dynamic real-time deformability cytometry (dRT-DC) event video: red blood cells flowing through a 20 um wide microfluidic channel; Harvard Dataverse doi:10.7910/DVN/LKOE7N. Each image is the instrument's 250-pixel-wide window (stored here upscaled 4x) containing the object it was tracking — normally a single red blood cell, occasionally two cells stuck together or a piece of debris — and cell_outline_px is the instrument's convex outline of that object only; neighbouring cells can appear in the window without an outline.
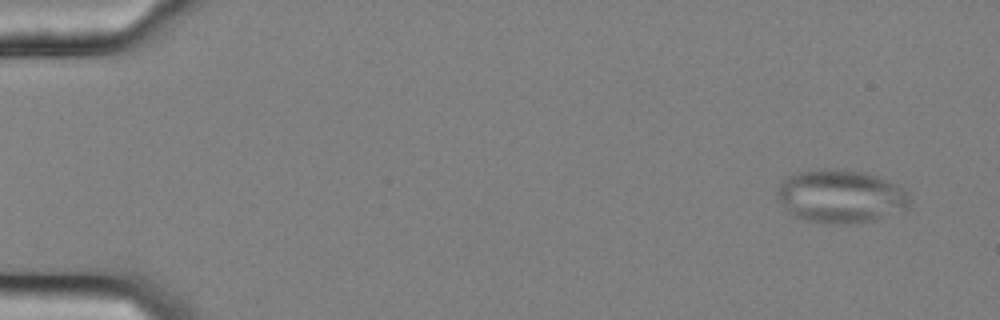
{"species": "common noctule bat (a hibernating species)", "species_latin": "Nyctalus noctula", "temperature_condition": "cold", "stored_images_in_passage": 54, "camera_frame_rate_fps": 3000, "um_per_image_px": 0.085, "animal": {"sex": "female", "body_mass_g": 25.1}, "frame": {"image": 1, "passage_image": 1, "time_ms": 0.0, "image_size_px": [1000, 320], "cell_outline_px": [[908, 208], [876, 220], [852, 224], [824, 224], [808, 220], [796, 216], [788, 212], [780, 204], [776, 196], [776, 192], [780, 184], [788, 176], [800, 172], [820, 168], [860, 172], [876, 176], [888, 180], [896, 184], [908, 192]], "centroid_in_image_um": [71.43, 16.71], "position_along_channel_um": 13.6, "area_um2": 41.04}}